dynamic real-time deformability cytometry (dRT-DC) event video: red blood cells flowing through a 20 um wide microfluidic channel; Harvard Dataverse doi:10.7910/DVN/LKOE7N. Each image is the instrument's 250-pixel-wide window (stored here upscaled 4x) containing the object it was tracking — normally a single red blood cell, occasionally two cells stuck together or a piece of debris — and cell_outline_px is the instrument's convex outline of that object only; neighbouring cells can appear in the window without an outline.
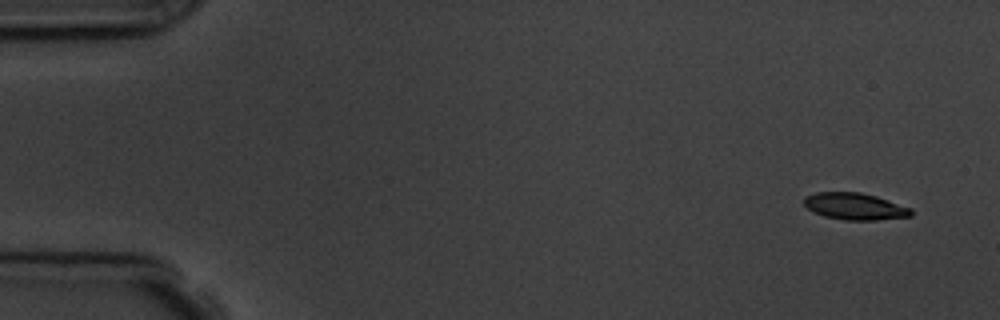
{"species": "common noctule bat (a hibernating species)", "species_latin": "Nyctalus noctula", "temperature_condition": "room temperature", "stored_images_in_passage": 6, "camera_frame_rate_fps": 3000, "um_per_image_px": 0.085, "animal": {"sex": "male", "body_mass_g": 19.5, "forearm_length_mm": 54.6}, "frame": {"image": 1, "passage_image": 1, "time_ms": 0.0, "image_size_px": [1000, 320], "cell_outline_px": [[912, 216], [876, 220], [844, 220], [824, 216], [812, 212], [804, 204], [804, 196], [816, 192], [860, 192], [876, 196], [912, 208]], "centroid_in_image_um": [72.65, 17.54], "position_along_channel_um": 12.3, "area_um2": 16.82}}
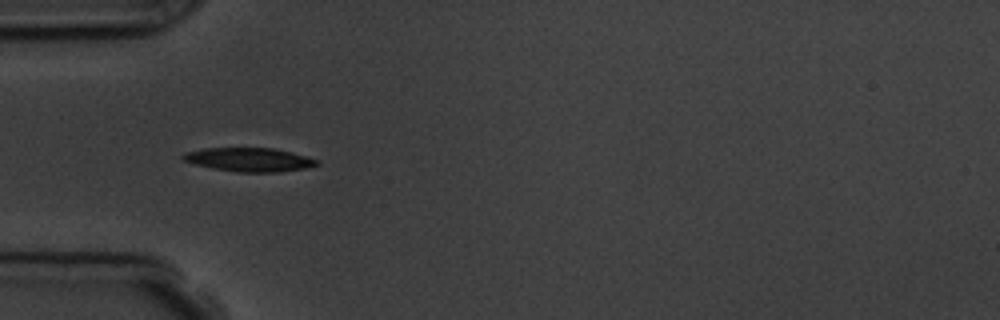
{"frame": {"image": 2, "passage_image": 5, "time_ms": 4.667, "image_size_px": [1000, 320], "cell_outline_px": [[320, 164], [308, 168], [280, 172], [236, 172], [212, 168], [196, 164], [184, 160], [180, 156], [184, 152], [204, 148], [272, 148], [292, 152], [320, 160]], "centroid_in_image_um": [21.22, 13.57], "position_along_channel_um": 63.8, "area_um2": 18.67}}
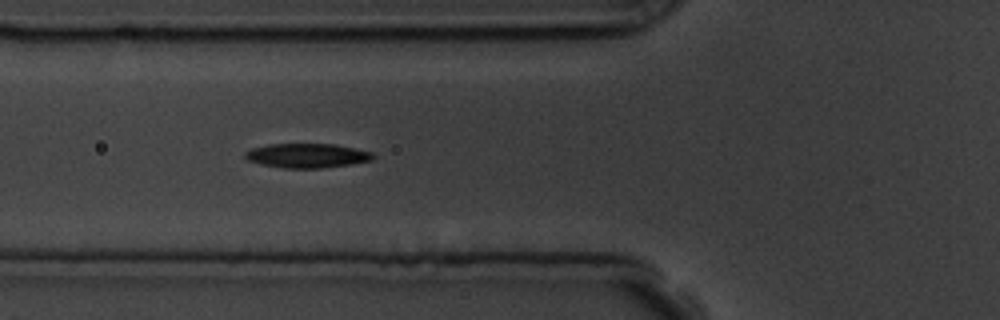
{"frame": {"image": 3, "passage_image": 6, "time_ms": 5.667, "image_size_px": [1000, 320], "cell_outline_px": [[376, 156], [372, 160], [352, 164], [320, 168], [284, 168], [260, 164], [248, 160], [244, 156], [244, 152], [252, 148], [272, 144], [332, 144], [372, 152]], "centroid_in_image_um": [26.09, 13.23], "position_along_channel_um": 99.7, "area_um2": 18.03}}